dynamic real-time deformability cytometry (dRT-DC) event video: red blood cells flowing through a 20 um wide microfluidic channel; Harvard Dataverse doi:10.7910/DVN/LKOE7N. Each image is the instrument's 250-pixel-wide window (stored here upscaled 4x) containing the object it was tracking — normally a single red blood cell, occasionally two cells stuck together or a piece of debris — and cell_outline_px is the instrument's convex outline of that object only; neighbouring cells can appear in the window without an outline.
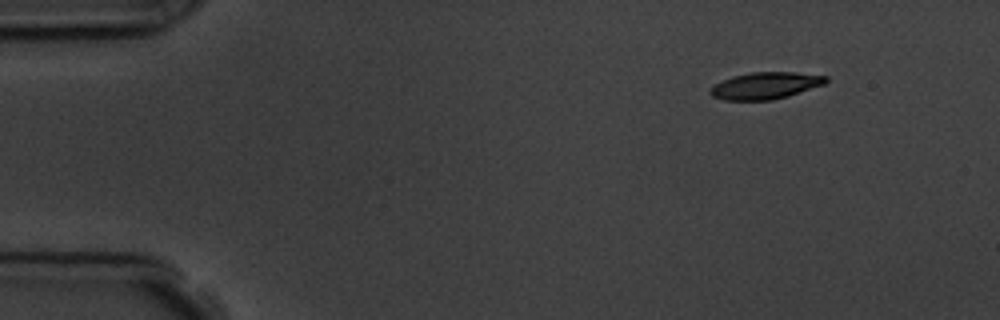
{"species": "common noctule bat (a hibernating species)", "species_latin": "Nyctalus noctula", "temperature_condition": "room temperature", "stored_images_in_passage": 3, "camera_frame_rate_fps": 3000, "um_per_image_px": 0.085, "animal": {"sex": "male", "body_mass_g": 19.5, "forearm_length_mm": 54.6}, "frame": {"image": 1, "passage_image": 1, "time_ms": 0.0, "image_size_px": [1000, 320], "cell_outline_px": [[828, 80], [824, 84], [788, 96], [772, 100], [724, 100], [712, 96], [708, 92], [716, 84], [732, 76], [752, 72], [796, 72], [828, 76]], "centroid_in_image_um": [65.08, 7.27], "position_along_channel_um": 19.9, "area_um2": 17.98}}
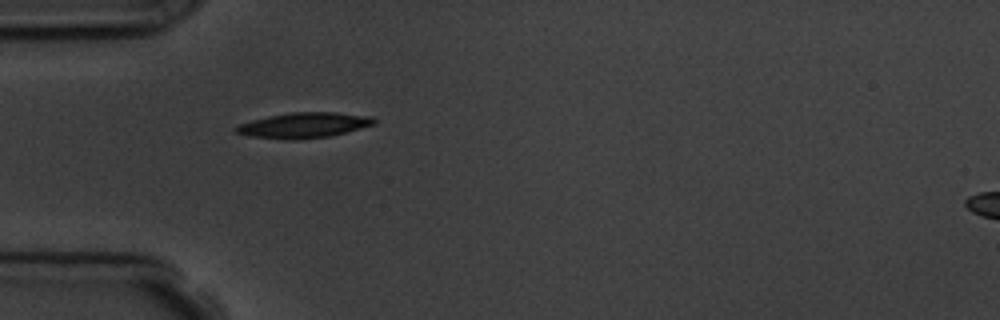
{"frame": {"image": 2, "passage_image": 3, "time_ms": 3.333, "image_size_px": [1000, 320], "cell_outline_px": [[376, 124], [328, 136], [296, 140], [288, 140], [248, 136], [236, 132], [232, 128], [240, 124], [252, 120], [268, 116], [292, 112], [336, 112], [372, 116], [376, 120]], "centroid_in_image_um": [25.81, 10.64], "position_along_channel_um": 59.2, "area_um2": 20.4}}